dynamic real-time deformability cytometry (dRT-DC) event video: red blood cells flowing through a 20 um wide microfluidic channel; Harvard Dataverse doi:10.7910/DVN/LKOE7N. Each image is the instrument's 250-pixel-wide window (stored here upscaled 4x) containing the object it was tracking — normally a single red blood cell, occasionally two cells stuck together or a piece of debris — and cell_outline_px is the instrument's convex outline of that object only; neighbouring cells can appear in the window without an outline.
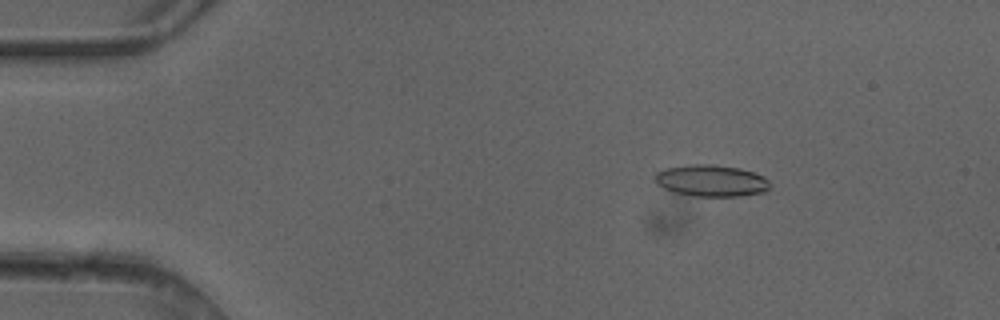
{"species": "common noctule bat (a hibernating species)", "species_latin": "Nyctalus noctula", "temperature_condition": "cold", "stored_images_in_passage": 3, "camera_frame_rate_fps": 3000, "um_per_image_px": 0.085, "animal": {"sex": "female"}, "frame": {"image": 1, "passage_image": 2, "time_ms": 0.333, "image_size_px": [1000, 320], "cell_outline_px": [[772, 184], [764, 192], [740, 196], [696, 196], [676, 192], [664, 188], [656, 184], [656, 172], [668, 168], [688, 164], [712, 164], [740, 168], [764, 176]], "centroid_in_image_um": [60.49, 15.35], "position_along_channel_um": 24.5, "area_um2": 21.1}}